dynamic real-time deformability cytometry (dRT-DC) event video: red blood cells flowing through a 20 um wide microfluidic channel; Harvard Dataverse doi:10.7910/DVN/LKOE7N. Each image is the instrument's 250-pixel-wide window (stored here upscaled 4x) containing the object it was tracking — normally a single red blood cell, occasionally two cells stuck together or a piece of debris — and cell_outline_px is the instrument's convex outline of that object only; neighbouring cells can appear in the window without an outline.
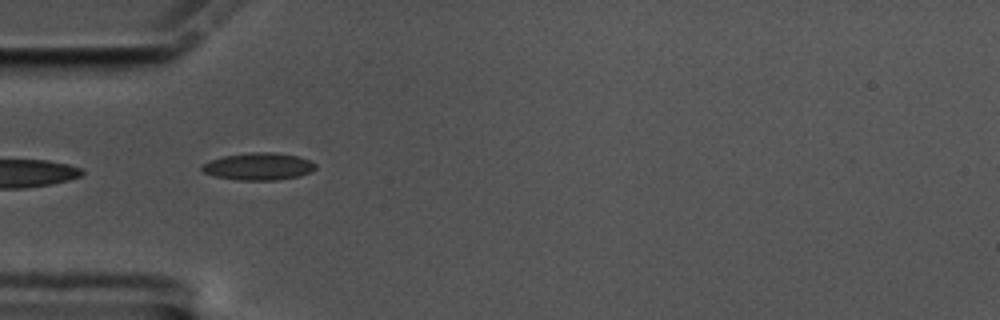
{"species": "common noctule bat (a hibernating species)", "species_latin": "Nyctalus noctula", "temperature_condition": "cold", "stored_images_in_passage": 3, "camera_frame_rate_fps": 3000, "um_per_image_px": 0.085, "animal": {"sex": "male", "body_mass_g": 17.5, "forearm_length_mm": 52.3}, "frame": {"image": 1, "passage_image": 1, "time_ms": 0.0, "image_size_px": [1000, 320], "cell_outline_px": [[316, 168], [308, 172], [296, 176], [276, 180], [236, 180], [216, 176], [204, 172], [200, 168], [204, 164], [212, 160], [224, 156], [252, 152], [272, 152], [296, 156], [308, 160], [316, 164]], "centroid_in_image_um": [21.96, 14.15], "position_along_channel_um": 63.0, "area_um2": 17.63}}